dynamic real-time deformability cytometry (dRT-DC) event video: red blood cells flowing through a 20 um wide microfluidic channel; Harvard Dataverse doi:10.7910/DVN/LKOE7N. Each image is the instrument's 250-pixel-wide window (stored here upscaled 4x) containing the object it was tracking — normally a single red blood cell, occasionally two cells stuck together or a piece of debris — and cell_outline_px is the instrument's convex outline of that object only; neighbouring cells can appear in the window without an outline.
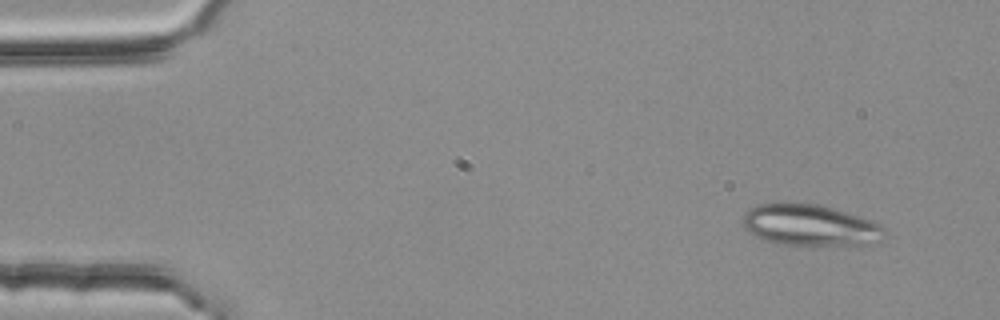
{"species": "common noctule bat (a hibernating species)", "species_latin": "Nyctalus noctula", "temperature_condition": "room temperature", "stored_images_in_passage": 40, "segment_of_instrument_passage": [1, 2], "camera_frame_rate_fps": 3000, "um_per_image_px": 0.085, "animal": {"sex": "female", "body_mass_g": 25.1}, "frame": {"image": 1, "passage_image": 4, "time_ms": 1.0, "image_size_px": [1000, 320], "cell_outline_px": [[888, 232], [880, 240], [868, 244], [840, 248], [776, 244], [764, 240], [756, 236], [744, 228], [744, 216], [756, 204], [816, 204], [832, 208], [868, 220], [884, 228]], "centroid_in_image_um": [68.9, 19.22], "position_along_channel_um": 16.1, "area_um2": 34.33}}